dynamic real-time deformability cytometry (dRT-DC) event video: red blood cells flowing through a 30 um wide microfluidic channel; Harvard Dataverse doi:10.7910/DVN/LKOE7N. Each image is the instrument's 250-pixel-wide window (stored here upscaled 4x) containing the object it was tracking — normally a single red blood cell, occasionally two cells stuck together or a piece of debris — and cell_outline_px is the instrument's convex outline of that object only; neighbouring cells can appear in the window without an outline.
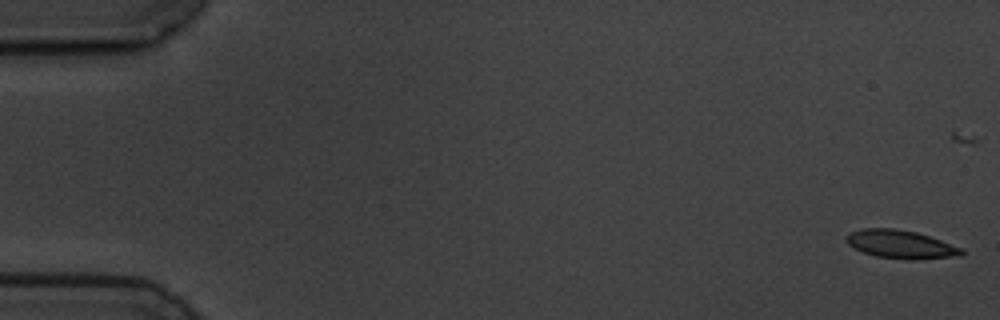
{"species": "common noctule bat (a hibernating species)", "species_latin": "Nyctalus noctula", "temperature_condition": "cold", "stored_images_in_passage": 5, "camera_frame_rate_fps": 3000, "um_per_image_px": 0.085, "animal": {"sex": "male", "body_mass_g": 19.5, "forearm_length_mm": 54.6}, "frame": {"image": 1, "passage_image": 1, "time_ms": 0.0, "image_size_px": [1000, 320], "cell_outline_px": [[964, 252], [960, 256], [916, 260], [912, 260], [876, 256], [864, 252], [848, 244], [844, 240], [848, 232], [860, 228], [892, 228], [916, 232], [964, 248]], "centroid_in_image_um": [76.56, 20.76], "position_along_channel_um": 8.4, "area_um2": 19.07}}